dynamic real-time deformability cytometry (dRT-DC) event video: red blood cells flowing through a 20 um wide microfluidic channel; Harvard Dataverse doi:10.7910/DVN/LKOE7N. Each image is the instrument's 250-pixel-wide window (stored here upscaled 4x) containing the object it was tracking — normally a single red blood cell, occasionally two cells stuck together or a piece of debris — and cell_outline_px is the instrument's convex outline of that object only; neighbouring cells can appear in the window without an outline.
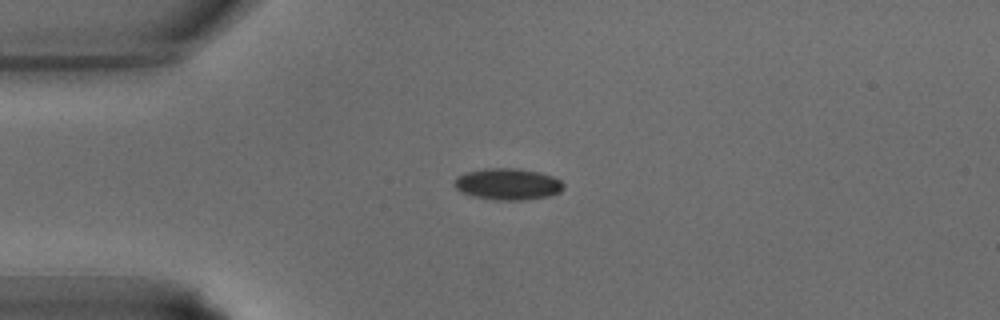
{"species": "common noctule bat (a hibernating species)", "species_latin": "Nyctalus noctula", "temperature_condition": "warm", "stored_images_in_passage": 21, "camera_frame_rate_fps": 3000, "um_per_image_px": 0.085, "animal": {"sex": "male", "body_mass_g": 15.6}, "frame": {"image": 1, "passage_image": 1, "time_ms": 0.0, "image_size_px": [1000, 320], "cell_outline_px": [[564, 188], [560, 192], [548, 196], [520, 200], [496, 200], [472, 196], [460, 192], [452, 184], [456, 176], [464, 172], [484, 168], [516, 168], [540, 172], [552, 176], [560, 180], [564, 184]], "centroid_in_image_um": [43.11, 15.64], "position_along_channel_um": 41.9, "area_um2": 20.29}}
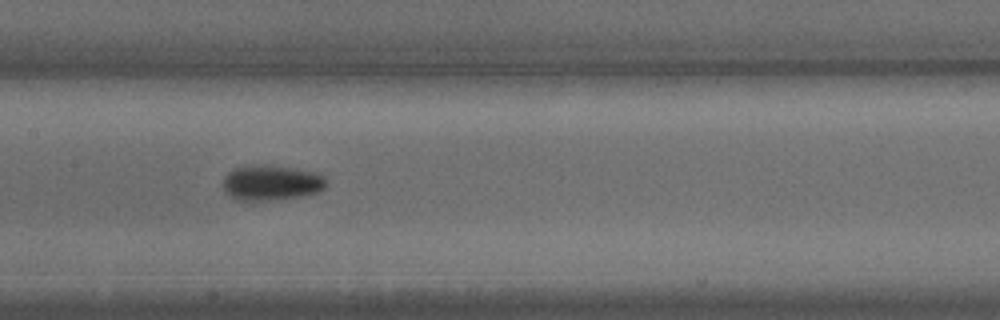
{"frame": {"image": 2, "passage_image": 10, "time_ms": 3.0, "image_size_px": [1000, 320], "cell_outline_px": [[328, 184], [324, 188], [316, 192], [300, 196], [268, 200], [240, 200], [224, 192], [224, 176], [232, 168], [252, 164], [292, 168], [316, 172], [324, 176]], "centroid_in_image_um": [23.05, 15.52], "position_along_channel_um": 184.3, "area_um2": 21.04}}
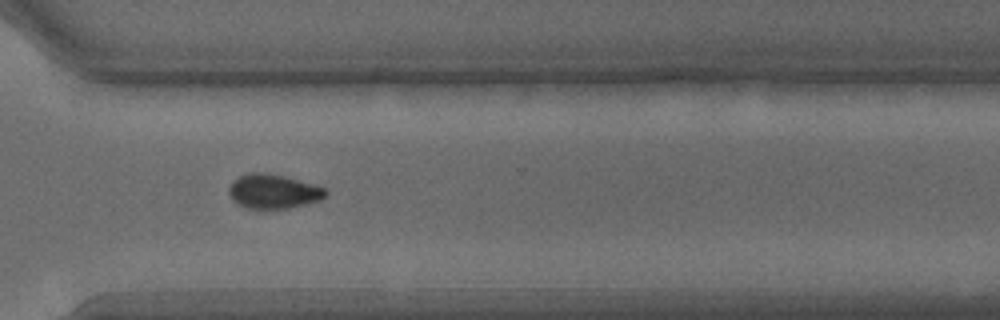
{"frame": {"image": 3, "passage_image": 19, "time_ms": 6.0, "image_size_px": [1000, 320], "cell_outline_px": [[328, 192], [320, 200], [288, 208], [248, 208], [232, 200], [228, 192], [228, 188], [232, 180], [240, 176], [252, 172], [260, 172], [284, 176], [312, 184], [324, 188]], "centroid_in_image_um": [23.19, 16.26], "position_along_channel_um": 347.4, "area_um2": 19.02}}